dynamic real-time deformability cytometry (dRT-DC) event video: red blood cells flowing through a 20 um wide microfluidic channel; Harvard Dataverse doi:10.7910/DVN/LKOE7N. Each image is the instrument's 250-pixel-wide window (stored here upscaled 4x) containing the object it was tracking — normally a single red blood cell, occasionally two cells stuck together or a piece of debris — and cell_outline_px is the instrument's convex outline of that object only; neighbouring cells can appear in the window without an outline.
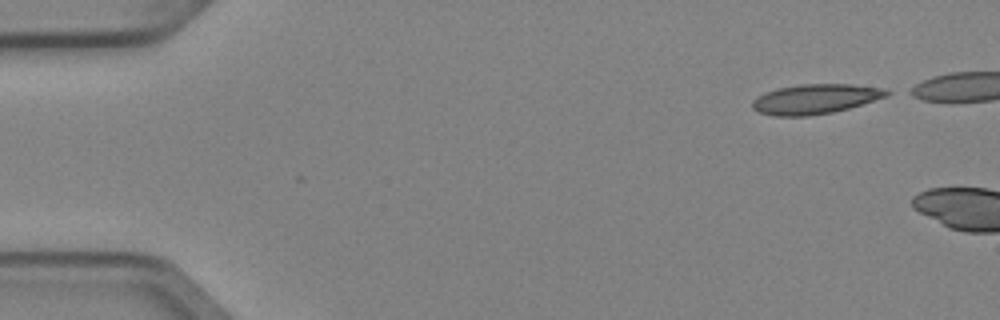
{"species": "Egyptian fruit bat (a non-hibernating species)", "species_latin": "Rousettus aegyptiacus", "temperature_condition": "cold", "stored_images_in_passage": 2, "camera_frame_rate_fps": 3000, "um_per_image_px": 0.085, "animal": {"sex": "female"}, "frame": {"image": 1, "passage_image": 1, "time_ms": 0.0, "image_size_px": [1000, 320], "cell_outline_px": [[892, 92], [888, 96], [848, 108], [832, 112], [808, 116], [772, 116], [760, 112], [752, 108], [752, 100], [756, 96], [764, 92], [776, 88], [800, 84], [852, 84], [884, 88]], "centroid_in_image_um": [69.27, 8.41], "position_along_channel_um": 15.7, "area_um2": 23.47}}